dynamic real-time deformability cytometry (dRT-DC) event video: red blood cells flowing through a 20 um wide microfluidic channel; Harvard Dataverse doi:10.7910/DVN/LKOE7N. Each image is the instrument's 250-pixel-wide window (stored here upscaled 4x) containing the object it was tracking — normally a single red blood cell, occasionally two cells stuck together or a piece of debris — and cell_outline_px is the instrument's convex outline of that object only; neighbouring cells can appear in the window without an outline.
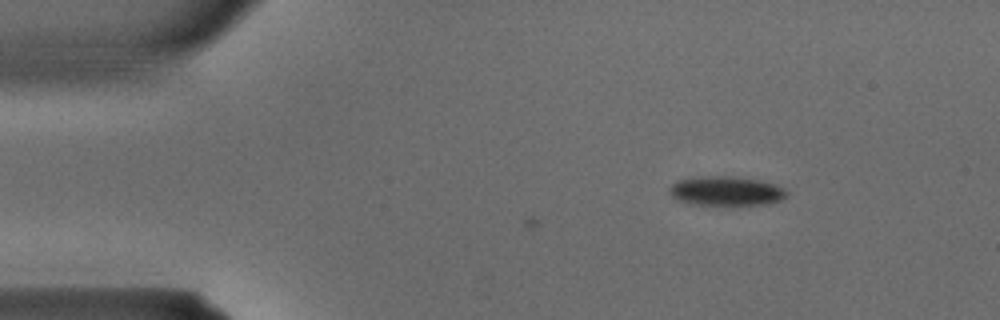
{"species": "common noctule bat (a hibernating species)", "species_latin": "Nyctalus noctula", "temperature_condition": "warm", "stored_images_in_passage": 8, "camera_frame_rate_fps": 3000, "um_per_image_px": 0.085, "animal": {"sex": "male", "body_mass_g": 15.6}, "frame": {"image": 1, "passage_image": 8, "time_ms": 2.333, "image_size_px": [1000, 320], "cell_outline_px": [[788, 196], [784, 200], [768, 204], [736, 208], [688, 204], [676, 200], [668, 192], [668, 188], [672, 184], [680, 180], [700, 176], [732, 176], [760, 180], [776, 184], [784, 188], [788, 192]], "centroid_in_image_um": [61.77, 16.3], "position_along_channel_um": 23.2, "area_um2": 21.39}}